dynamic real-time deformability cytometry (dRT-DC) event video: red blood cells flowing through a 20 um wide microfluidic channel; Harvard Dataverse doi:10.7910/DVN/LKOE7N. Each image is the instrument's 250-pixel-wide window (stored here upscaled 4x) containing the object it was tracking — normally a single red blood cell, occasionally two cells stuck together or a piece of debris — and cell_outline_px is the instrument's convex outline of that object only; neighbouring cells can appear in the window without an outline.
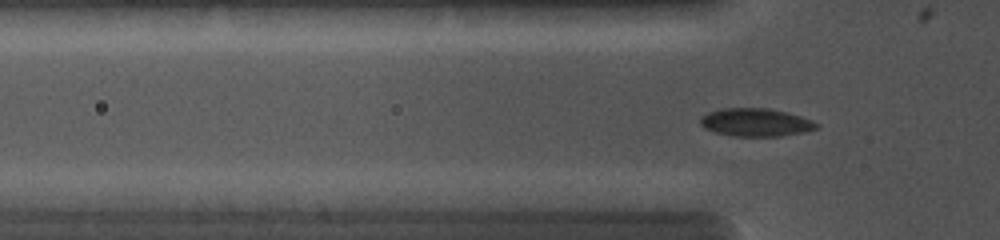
{"species": "common noctule bat (a hibernating species)", "species_latin": "Nyctalus noctula", "temperature_condition": "cold", "stored_images_in_passage": 61, "segment_of_instrument_passage": [1, 2], "camera_frame_rate_fps": 5000, "um_per_image_px": 0.085, "animal": {"sex": "female", "body_mass_g": 19.0, "forearm_length_mm": 56.7}, "frame": {"image": 1, "passage_image": 14, "time_ms": 2.6, "image_size_px": [1000, 240], "cell_outline_px": [[820, 128], [804, 132], [780, 136], [732, 136], [716, 132], [704, 128], [700, 124], [700, 116], [708, 112], [720, 108], [768, 108], [800, 116], [812, 120], [820, 124]], "centroid_in_image_um": [64.23, 10.4], "position_along_channel_um": 61.6, "area_um2": 19.07}}
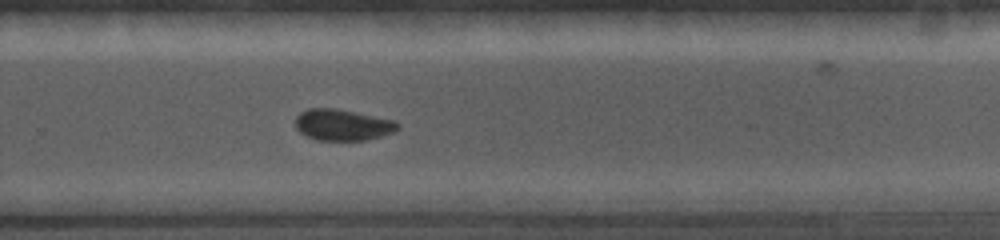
{"frame": {"image": 2, "passage_image": 38, "time_ms": 8.0, "image_size_px": [1000, 240], "cell_outline_px": [[400, 128], [384, 136], [364, 140], [316, 140], [300, 132], [296, 128], [296, 116], [300, 112], [308, 108], [336, 108], [396, 120], [400, 124]], "centroid_in_image_um": [29.15, 10.61], "position_along_channel_um": 300.7, "area_um2": 18.79}}
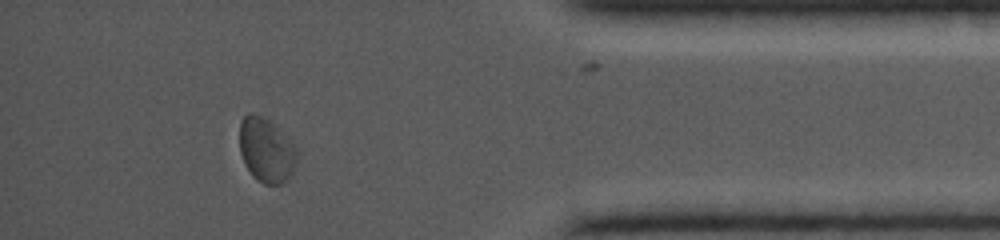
{"frame": {"image": 3, "passage_image": 52, "time_ms": 11.0, "image_size_px": [1000, 240], "cell_outline_px": [[296, 160], [292, 172], [288, 180], [280, 184], [264, 184], [256, 180], [252, 176], [240, 152], [240, 120], [248, 112], [252, 112], [268, 120], [296, 148]], "centroid_in_image_um": [22.6, 12.78], "position_along_channel_um": 412.6, "area_um2": 21.1}}